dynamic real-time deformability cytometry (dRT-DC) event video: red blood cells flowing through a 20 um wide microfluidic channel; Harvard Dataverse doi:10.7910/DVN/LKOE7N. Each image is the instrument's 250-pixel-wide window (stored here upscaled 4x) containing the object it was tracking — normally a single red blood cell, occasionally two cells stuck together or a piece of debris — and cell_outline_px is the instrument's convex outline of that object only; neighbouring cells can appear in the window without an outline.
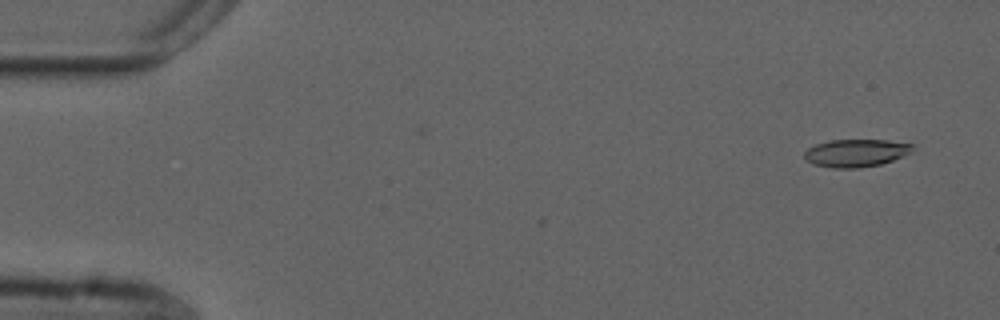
{"species": "common noctule bat (a hibernating species)", "species_latin": "Nyctalus noctula", "temperature_condition": "cold", "stored_images_in_passage": 54, "camera_frame_rate_fps": 3000, "um_per_image_px": 0.085, "animal": {"sex": "male", "forearm_length_mm": 52.5}, "frame": {"image": 1, "passage_image": 3, "time_ms": 0.667, "image_size_px": [1000, 320], "cell_outline_px": [[912, 152], [892, 160], [880, 164], [856, 168], [832, 168], [816, 164], [808, 160], [804, 156], [804, 152], [808, 148], [816, 144], [828, 140], [888, 140], [912, 144]], "centroid_in_image_um": [72.75, 12.99], "position_along_channel_um": 12.3, "area_um2": 17.22}}
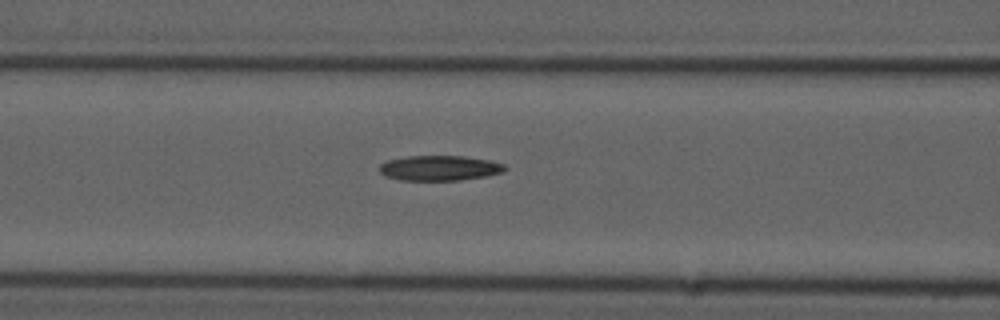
{"frame": {"image": 2, "passage_image": 22, "time_ms": 7.0, "image_size_px": [1000, 320], "cell_outline_px": [[508, 168], [504, 172], [484, 176], [460, 180], [400, 180], [384, 176], [380, 172], [380, 164], [388, 160], [408, 156], [464, 156], [488, 160], [504, 164]], "centroid_in_image_um": [37.36, 14.28], "position_along_channel_um": 129.2, "area_um2": 18.32}}
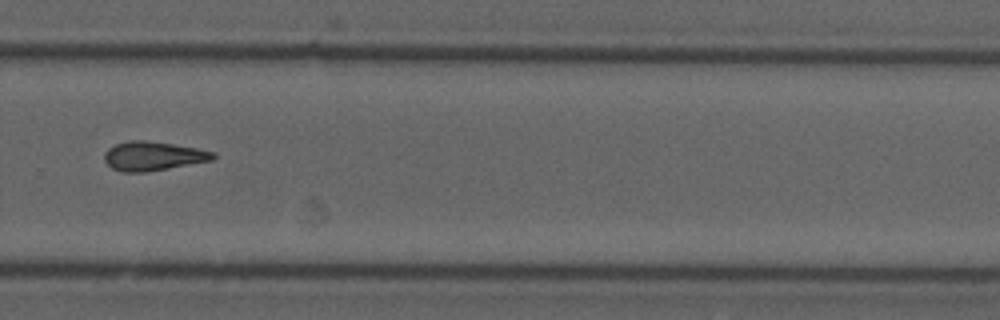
{"frame": {"image": 3, "passage_image": 37, "time_ms": 12.0, "image_size_px": [1000, 320], "cell_outline_px": [[216, 156], [212, 160], [168, 168], [144, 172], [124, 172], [112, 168], [104, 160], [104, 152], [108, 148], [116, 144], [128, 140], [144, 140], [172, 144], [196, 148], [216, 152]], "centroid_in_image_um": [12.99, 13.26], "position_along_channel_um": 316.8, "area_um2": 18.26}}